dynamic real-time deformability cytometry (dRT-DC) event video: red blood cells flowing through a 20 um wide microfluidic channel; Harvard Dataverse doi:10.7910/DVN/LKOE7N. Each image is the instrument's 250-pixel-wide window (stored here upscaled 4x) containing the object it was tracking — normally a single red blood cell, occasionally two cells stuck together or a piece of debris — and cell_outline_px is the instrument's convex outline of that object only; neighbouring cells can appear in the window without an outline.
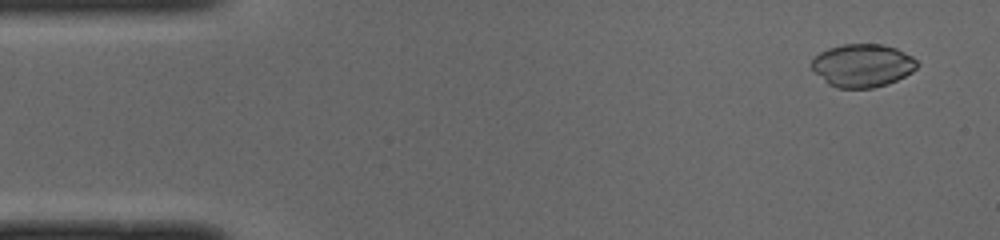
{"species": "common noctule bat (a hibernating species)", "species_latin": "Nyctalus noctula", "temperature_condition": "cold", "stored_images_in_passage": 50, "camera_frame_rate_fps": 3000, "um_per_image_px": 0.085, "animal": {"sex": "male", "body_mass_g": 19.0, "forearm_length_mm": 50.8}, "frame": {"image": 1, "passage_image": 3, "time_ms": 0.667, "image_size_px": [1000, 240], "cell_outline_px": [[920, 64], [912, 72], [888, 84], [872, 88], [836, 88], [828, 84], [812, 68], [812, 60], [820, 52], [828, 48], [844, 44], [884, 44], [896, 48], [912, 56]], "centroid_in_image_um": [73.34, 5.56], "position_along_channel_um": 11.7, "area_um2": 26.41}}
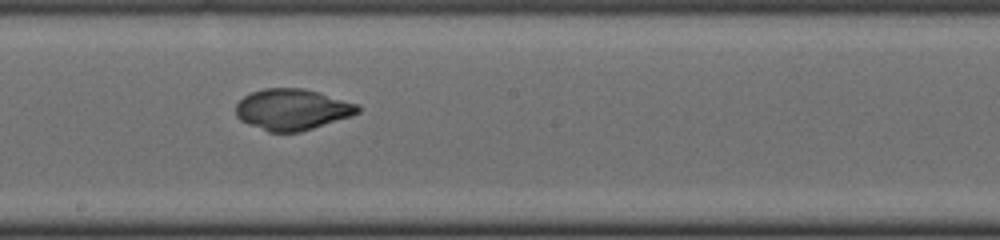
{"frame": {"image": 2, "passage_image": 27, "time_ms": 8.667, "image_size_px": [1000, 240], "cell_outline_px": [[360, 112], [352, 116], [300, 132], [268, 132], [248, 124], [240, 120], [236, 116], [236, 104], [244, 96], [252, 92], [264, 88], [304, 88], [360, 104]], "centroid_in_image_um": [24.85, 9.3], "position_along_channel_um": 223.3, "area_um2": 29.36}}
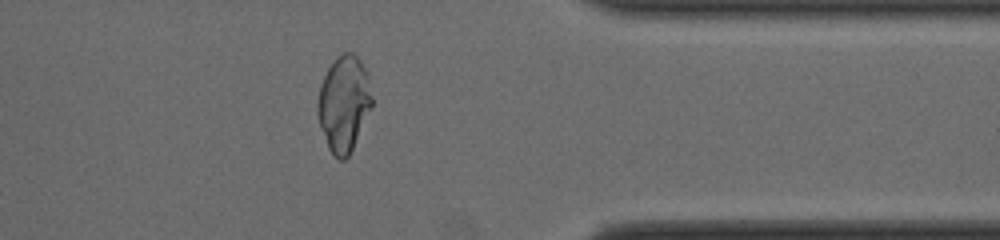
{"frame": {"image": 3, "passage_image": 40, "time_ms": 13.0, "image_size_px": [1000, 240], "cell_outline_px": [[372, 108], [348, 156], [344, 160], [340, 160], [328, 148], [316, 112], [316, 104], [320, 84], [328, 68], [336, 56], [344, 52], [352, 52], [360, 60], [368, 76], [372, 96]], "centroid_in_image_um": [29.22, 8.78], "position_along_channel_um": 382.2, "area_um2": 30.23}, "authors_computed_cell_mechanics": {"area_um2": 29.6225, "velocity_mm_per_s": 3.9913, "shape_relaxation_time_tau1_ms": null, "shape_relaxation_time_tau2_ms": 0.7634, "deformation_change_tau1": null, "deformation_change_tau2": 0.0254}}